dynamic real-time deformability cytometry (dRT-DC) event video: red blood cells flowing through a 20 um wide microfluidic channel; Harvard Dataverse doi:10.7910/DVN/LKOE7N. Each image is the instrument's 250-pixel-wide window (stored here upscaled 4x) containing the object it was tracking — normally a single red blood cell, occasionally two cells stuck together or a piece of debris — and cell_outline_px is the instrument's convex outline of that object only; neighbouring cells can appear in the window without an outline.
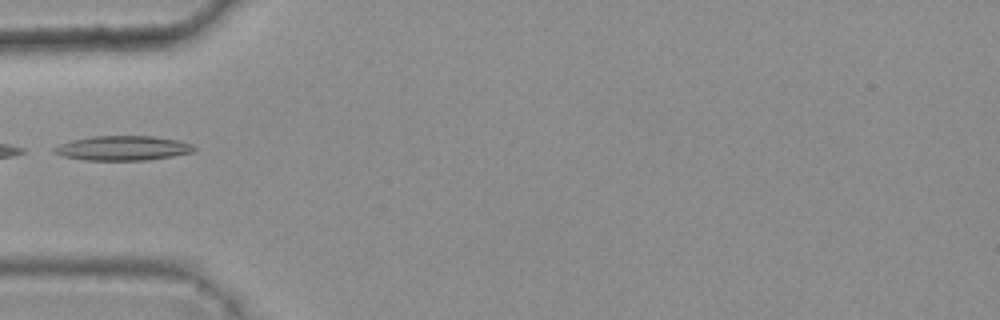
{"species": "common noctule bat (a hibernating species)", "species_latin": "Nyctalus noctula", "temperature_condition": "warm", "stored_images_in_passage": 4, "camera_frame_rate_fps": 3000, "um_per_image_px": 0.085, "animal": {"sex": "female", "body_mass_g": 25.1}, "frame": {"image": 1, "passage_image": 3, "time_ms": 0.667, "image_size_px": [1000, 320], "cell_outline_px": [[196, 148], [192, 152], [172, 156], [144, 160], [84, 160], [60, 156], [52, 152], [52, 148], [60, 144], [72, 140], [92, 136], [152, 136], [180, 140], [192, 144]], "centroid_in_image_um": [10.4, 12.59], "position_along_channel_um": 74.6, "area_um2": 20.11}}
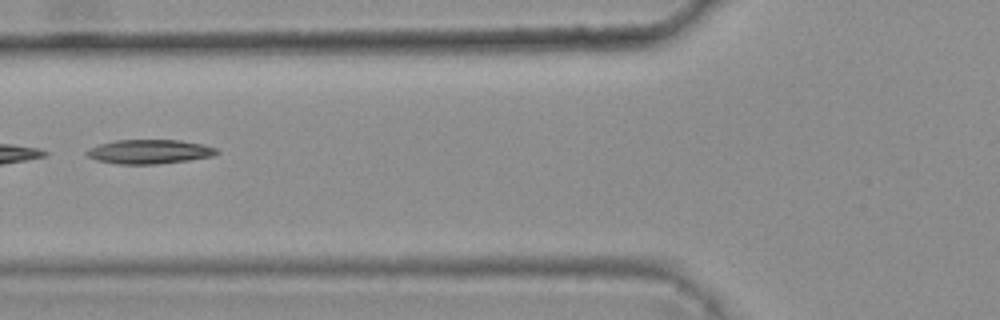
{"frame": {"image": 2, "passage_image": 4, "time_ms": 1.0, "image_size_px": [1000, 320], "cell_outline_px": [[220, 152], [212, 156], [188, 160], [156, 164], [116, 164], [96, 160], [88, 156], [84, 152], [88, 148], [100, 144], [116, 140], [180, 140], [204, 144], [216, 148]], "centroid_in_image_um": [12.69, 12.89], "position_along_channel_um": 113.1, "area_um2": 18.38}}